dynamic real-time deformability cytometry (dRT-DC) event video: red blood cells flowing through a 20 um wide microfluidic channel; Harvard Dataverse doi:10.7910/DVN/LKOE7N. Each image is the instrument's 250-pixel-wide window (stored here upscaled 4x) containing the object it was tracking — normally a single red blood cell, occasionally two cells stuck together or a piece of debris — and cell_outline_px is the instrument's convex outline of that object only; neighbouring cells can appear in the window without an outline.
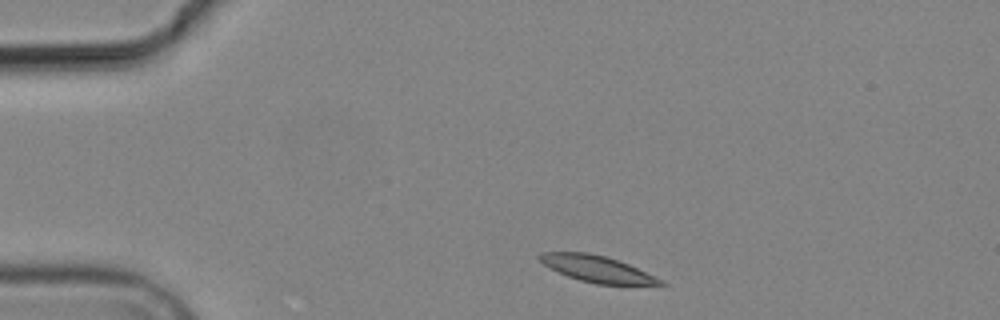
{"species": "common noctule bat (a hibernating species)", "species_latin": "Nyctalus noctula", "temperature_condition": "cold", "stored_images_in_passage": 3, "segment_of_instrument_passage": [1, 2], "camera_frame_rate_fps": 3000, "um_per_image_px": 0.085, "animal": {"sex": "male", "body_mass_g": 19.2, "forearm_length_mm": 51.8}, "frame": {"image": 1, "passage_image": 1, "time_ms": 0.0, "image_size_px": [1000, 320], "cell_outline_px": [[668, 284], [596, 284], [580, 280], [568, 276], [544, 264], [536, 256], [540, 252], [588, 252], [604, 256], [628, 264], [664, 280]], "centroid_in_image_um": [50.73, 22.84], "position_along_channel_um": 34.3, "area_um2": 18.21}}